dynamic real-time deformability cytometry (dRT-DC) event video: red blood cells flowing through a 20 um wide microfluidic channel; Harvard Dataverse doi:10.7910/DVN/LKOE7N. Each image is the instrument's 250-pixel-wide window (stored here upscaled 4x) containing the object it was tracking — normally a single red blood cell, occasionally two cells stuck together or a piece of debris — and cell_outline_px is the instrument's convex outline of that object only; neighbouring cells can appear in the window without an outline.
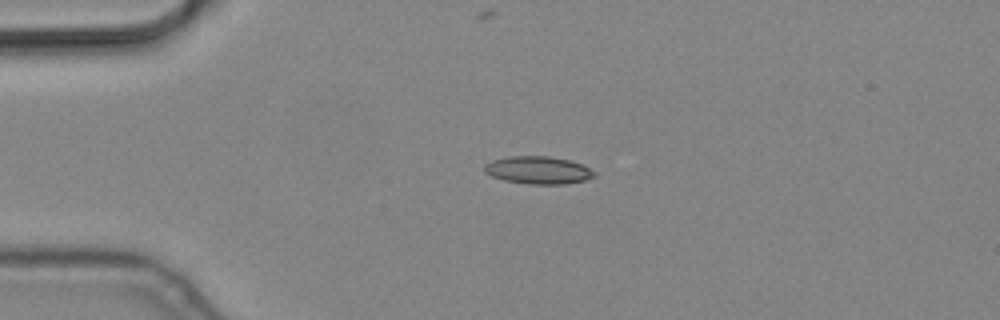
{"species": "common noctule bat (a hibernating species)", "species_latin": "Nyctalus noctula", "temperature_condition": "cold", "stored_images_in_passage": 3, "camera_frame_rate_fps": 3000, "um_per_image_px": 0.085, "animal": {"sex": "male", "body_mass_g": 19.2, "forearm_length_mm": 51.8}, "frame": {"image": 1, "passage_image": 1, "time_ms": 0.0, "image_size_px": [1000, 320], "cell_outline_px": [[596, 176], [584, 180], [564, 184], [528, 184], [504, 180], [492, 176], [484, 172], [484, 164], [492, 160], [508, 156], [548, 156], [568, 160], [580, 164], [596, 172]], "centroid_in_image_um": [45.71, 14.46], "position_along_channel_um": 39.3, "area_um2": 17.63}}
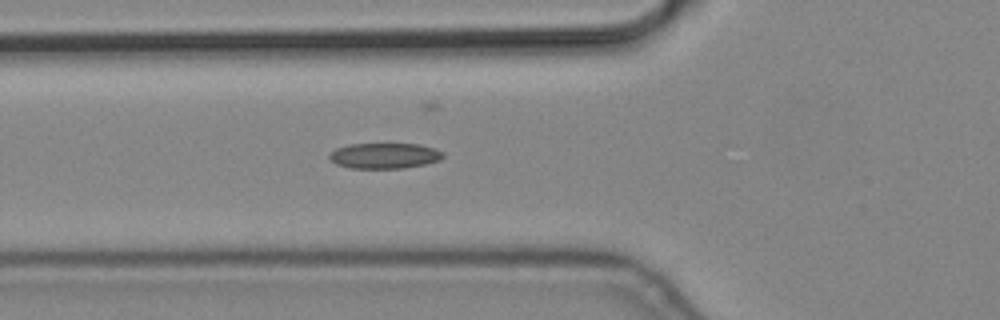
{"frame": {"image": 2, "passage_image": 3, "time_ms": 0.667, "image_size_px": [1000, 320], "cell_outline_px": [[444, 156], [440, 160], [424, 164], [404, 168], [348, 168], [336, 164], [328, 156], [336, 148], [348, 144], [420, 144], [436, 148], [444, 152]], "centroid_in_image_um": [32.71, 13.23], "position_along_channel_um": 93.1, "area_um2": 16.99}}